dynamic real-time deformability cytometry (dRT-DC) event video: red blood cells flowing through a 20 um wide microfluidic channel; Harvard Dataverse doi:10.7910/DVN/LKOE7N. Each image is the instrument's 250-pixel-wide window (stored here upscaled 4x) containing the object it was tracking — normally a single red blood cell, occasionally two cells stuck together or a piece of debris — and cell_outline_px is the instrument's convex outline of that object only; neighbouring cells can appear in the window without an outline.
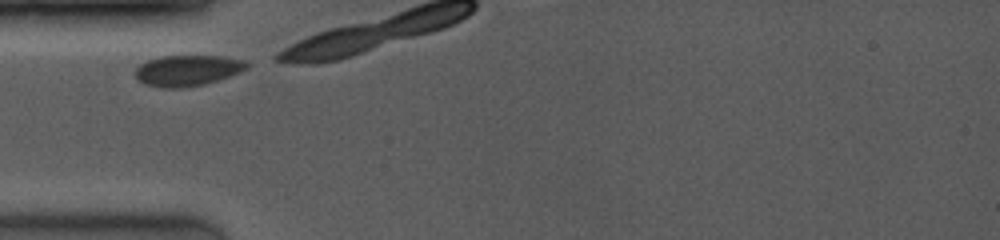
{"species": "common noctule bat (a hibernating species)", "species_latin": "Nyctalus noctula", "temperature_condition": "room temperature", "stored_images_in_passage": 3, "camera_frame_rate_fps": 4000, "um_per_image_px": 0.085, "animal": {"sex": "female", "body_mass_g": 19.0, "forearm_length_mm": 53.3}, "frame": {"image": 1, "passage_image": 1, "time_ms": 0.0, "image_size_px": [1000, 240], "cell_outline_px": [[248, 64], [244, 68], [228, 76], [204, 84], [180, 88], [164, 88], [148, 84], [140, 80], [136, 76], [136, 68], [140, 64], [148, 60], [160, 56], [216, 56], [244, 60]], "centroid_in_image_um": [15.88, 5.98], "position_along_channel_um": 69.1, "area_um2": 19.42}}